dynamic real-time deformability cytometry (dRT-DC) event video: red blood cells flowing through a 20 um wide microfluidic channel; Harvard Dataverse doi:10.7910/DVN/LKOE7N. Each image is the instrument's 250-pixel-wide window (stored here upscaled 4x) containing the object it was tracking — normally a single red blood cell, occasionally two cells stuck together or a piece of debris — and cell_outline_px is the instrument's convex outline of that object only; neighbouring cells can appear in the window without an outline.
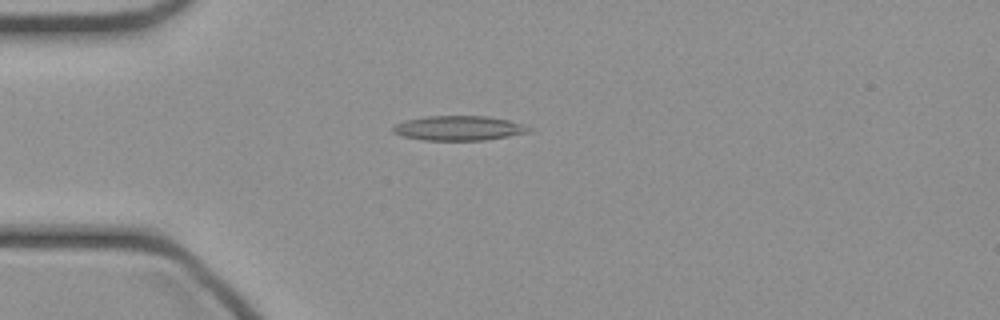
{"species": "common noctule bat (a hibernating species)", "species_latin": "Nyctalus noctula", "temperature_condition": "cold", "stored_images_in_passage": 46, "camera_frame_rate_fps": 3000, "um_per_image_px": 0.085, "animal": {"sex": "female", "body_mass_g": 21.9}, "frame": {"image": 1, "passage_image": 11, "time_ms": 3.333, "image_size_px": [1000, 320], "cell_outline_px": [[532, 132], [484, 140], [424, 140], [404, 136], [392, 132], [392, 128], [396, 124], [404, 120], [428, 116], [488, 116], [508, 120], [524, 124], [532, 128]], "centroid_in_image_um": [39.03, 10.89], "position_along_channel_um": 46.0, "area_um2": 19.54}}
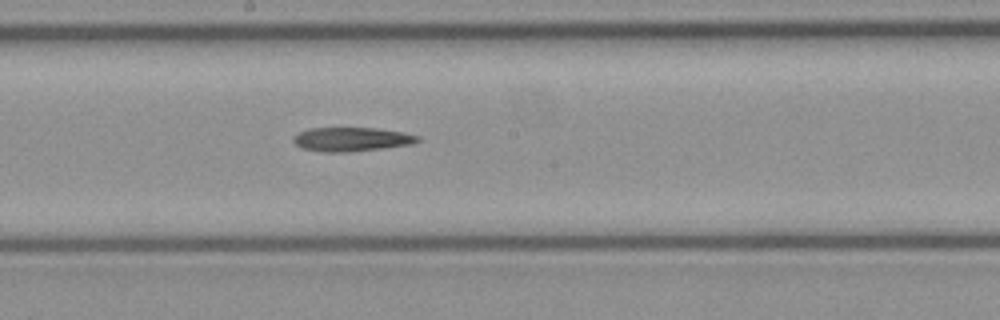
{"frame": {"image": 2, "passage_image": 24, "time_ms": 7.667, "image_size_px": [1000, 320], "cell_outline_px": [[420, 140], [412, 144], [384, 148], [348, 152], [324, 152], [300, 148], [292, 140], [300, 132], [308, 128], [376, 128], [404, 132], [420, 136]], "centroid_in_image_um": [29.91, 11.84], "position_along_channel_um": 218.3, "area_um2": 17.4}}
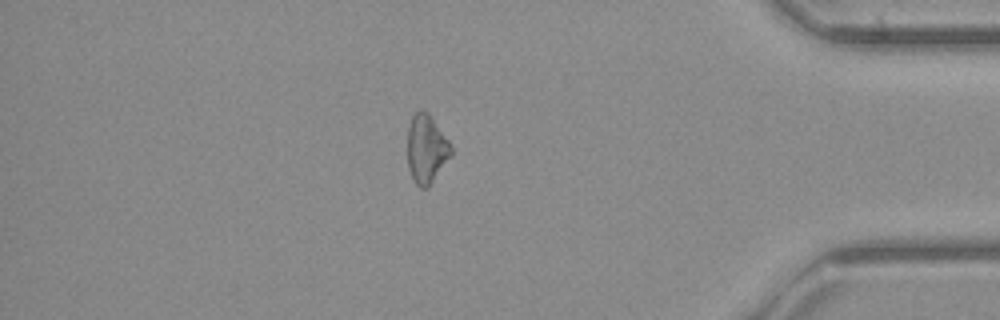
{"frame": {"image": 3, "passage_image": 39, "time_ms": 12.667, "image_size_px": [1000, 320], "cell_outline_px": [[452, 156], [428, 188], [420, 188], [412, 180], [408, 168], [408, 128], [412, 116], [420, 108], [428, 112], [448, 140], [452, 148]], "centroid_in_image_um": [36.25, 12.69], "position_along_channel_um": 399.0, "area_um2": 17.63}}